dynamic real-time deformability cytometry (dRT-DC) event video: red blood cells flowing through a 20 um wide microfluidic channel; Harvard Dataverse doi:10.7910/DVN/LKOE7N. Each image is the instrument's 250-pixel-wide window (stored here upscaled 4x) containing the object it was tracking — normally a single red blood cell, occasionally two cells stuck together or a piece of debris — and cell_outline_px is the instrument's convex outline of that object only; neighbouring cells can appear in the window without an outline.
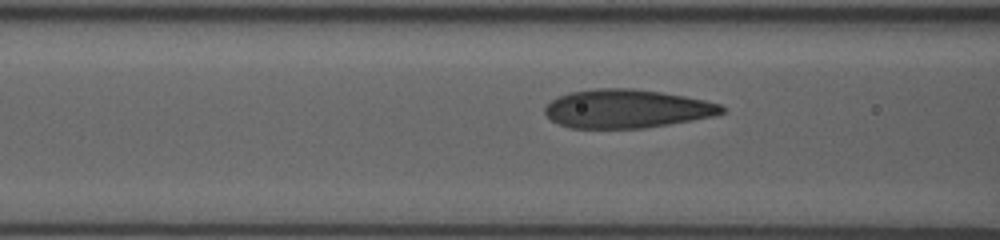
{"species": "human", "species_latin": "Homo sapiens", "temperature_condition": "room temperature", "stored_images_in_passage": 12, "camera_frame_rate_fps": 3000, "um_per_image_px": 0.085, "donor": {"sex": "female"}, "frame": {"image": 1, "passage_image": 10, "time_ms": 3.0, "image_size_px": [1000, 240], "cell_outline_px": [[724, 112], [716, 116], [644, 128], [572, 128], [560, 124], [552, 120], [544, 112], [544, 108], [552, 100], [568, 92], [596, 88], [632, 88], [660, 92], [684, 96], [704, 100], [720, 104], [724, 108]], "centroid_in_image_um": [53.27, 9.24], "position_along_channel_um": 113.3, "area_um2": 39.59}}